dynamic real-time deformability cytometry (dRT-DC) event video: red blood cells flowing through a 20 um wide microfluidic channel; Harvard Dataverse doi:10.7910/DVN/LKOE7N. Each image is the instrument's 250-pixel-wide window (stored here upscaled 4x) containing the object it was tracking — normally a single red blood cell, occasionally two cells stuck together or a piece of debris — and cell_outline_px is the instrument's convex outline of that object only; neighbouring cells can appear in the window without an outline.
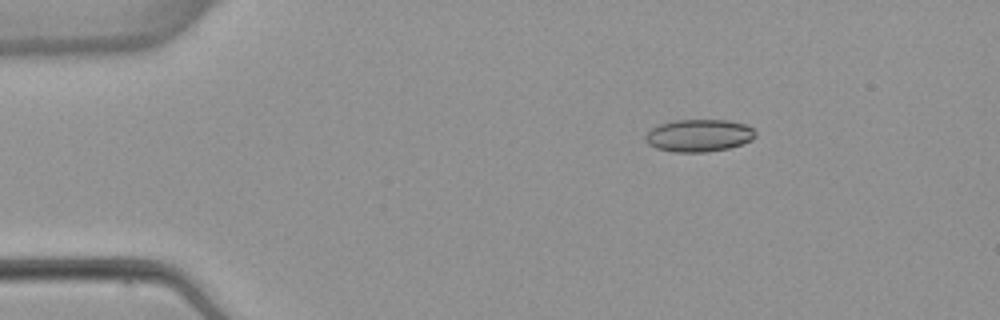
{"species": "common noctule bat (a hibernating species)", "species_latin": "Nyctalus noctula", "temperature_condition": "warm", "stored_images_in_passage": 3, "camera_frame_rate_fps": 3000, "um_per_image_px": 0.085, "animal": {"sex": "female", "body_mass_g": 22.7, "forearm_length_mm": 54.2}, "frame": {"image": 1, "passage_image": 2, "time_ms": 1.333, "image_size_px": [1000, 320], "cell_outline_px": [[756, 136], [752, 140], [728, 148], [708, 152], [672, 152], [656, 148], [648, 144], [644, 140], [644, 136], [652, 128], [660, 124], [676, 120], [728, 120], [744, 124], [752, 128], [756, 132]], "centroid_in_image_um": [59.39, 11.52], "position_along_channel_um": 25.6, "area_um2": 20.81}}